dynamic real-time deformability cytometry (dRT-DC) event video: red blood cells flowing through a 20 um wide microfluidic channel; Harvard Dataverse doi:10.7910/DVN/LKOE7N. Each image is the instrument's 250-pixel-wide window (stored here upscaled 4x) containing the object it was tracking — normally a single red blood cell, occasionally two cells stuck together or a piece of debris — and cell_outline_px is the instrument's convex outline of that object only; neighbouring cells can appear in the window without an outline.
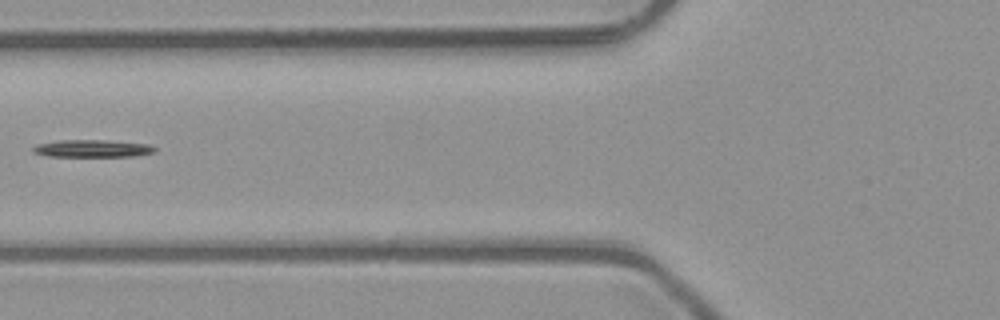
{"species": "common noctule bat (a hibernating species)", "species_latin": "Nyctalus noctula", "temperature_condition": "room temperature", "stored_images_in_passage": 3, "camera_frame_rate_fps": 3000, "um_per_image_px": 0.085, "animal": {"sex": "male", "body_mass_g": 23.1, "forearm_length_mm": 52.7}, "frame": {"image": 1, "passage_image": 2, "time_ms": 0.333, "image_size_px": [1000, 320], "cell_outline_px": [[156, 152], [132, 156], [48, 156], [32, 152], [32, 148], [40, 144], [60, 140], [104, 140], [148, 144], [156, 148]], "centroid_in_image_um": [7.87, 12.62], "position_along_channel_um": 117.9, "area_um2": 12.14}}
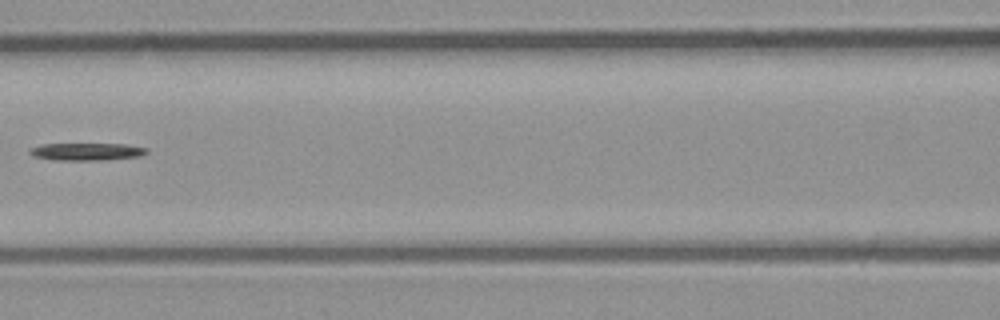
{"frame": {"image": 2, "passage_image": 3, "time_ms": 0.667, "image_size_px": [1000, 320], "cell_outline_px": [[148, 152], [140, 156], [104, 160], [56, 160], [36, 156], [28, 152], [32, 148], [44, 144], [128, 144], [148, 148]], "centroid_in_image_um": [7.45, 12.88], "position_along_channel_um": 159.1, "area_um2": 11.73}}